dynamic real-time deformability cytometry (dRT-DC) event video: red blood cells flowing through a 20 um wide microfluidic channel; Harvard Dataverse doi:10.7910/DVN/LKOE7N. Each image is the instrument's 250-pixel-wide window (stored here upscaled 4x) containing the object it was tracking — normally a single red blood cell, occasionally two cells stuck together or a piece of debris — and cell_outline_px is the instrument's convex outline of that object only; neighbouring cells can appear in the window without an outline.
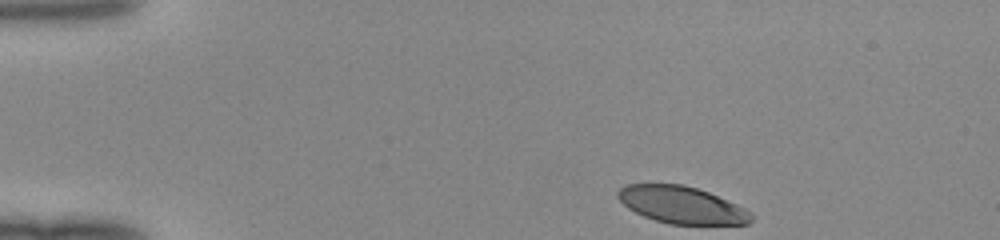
{"species": "human", "species_latin": "Homo sapiens", "temperature_condition": "room temperature", "stored_images_in_passage": 36, "camera_frame_rate_fps": 3000, "um_per_image_px": 0.085, "donor": {"sex": "female"}, "frame": {"image": 1, "passage_image": 1, "time_ms": 0.0, "image_size_px": [1000, 240], "cell_outline_px": [[752, 220], [748, 224], [668, 224], [644, 216], [628, 208], [616, 196], [616, 192], [624, 184], [684, 184], [708, 192], [736, 204], [744, 208], [752, 216]], "centroid_in_image_um": [57.91, 17.41], "position_along_channel_um": 27.1, "area_um2": 28.61}}
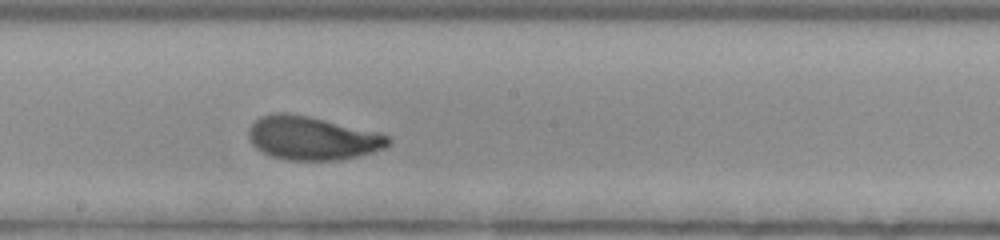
{"frame": {"image": 2, "passage_image": 21, "time_ms": 6.667, "image_size_px": [1000, 240], "cell_outline_px": [[392, 140], [384, 148], [372, 152], [356, 156], [336, 160], [288, 160], [272, 156], [256, 148], [252, 144], [248, 136], [248, 132], [252, 124], [260, 116], [272, 112], [288, 112], [308, 116], [380, 132], [388, 136]], "centroid_in_image_um": [26.53, 11.72], "position_along_channel_um": 221.7, "area_um2": 35.37}}
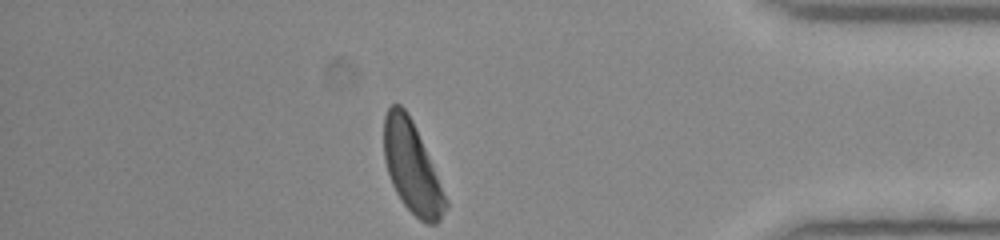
{"frame": {"image": 3, "passage_image": 36, "time_ms": 11.667, "image_size_px": [1000, 240], "cell_outline_px": [[448, 208], [440, 220], [436, 224], [428, 224], [420, 220], [400, 200], [392, 184], [384, 160], [384, 116], [388, 108], [392, 104], [400, 104], [404, 108], [412, 120], [448, 200]], "centroid_in_image_um": [35.01, 14.25], "position_along_channel_um": 400.2, "area_um2": 32.37}}